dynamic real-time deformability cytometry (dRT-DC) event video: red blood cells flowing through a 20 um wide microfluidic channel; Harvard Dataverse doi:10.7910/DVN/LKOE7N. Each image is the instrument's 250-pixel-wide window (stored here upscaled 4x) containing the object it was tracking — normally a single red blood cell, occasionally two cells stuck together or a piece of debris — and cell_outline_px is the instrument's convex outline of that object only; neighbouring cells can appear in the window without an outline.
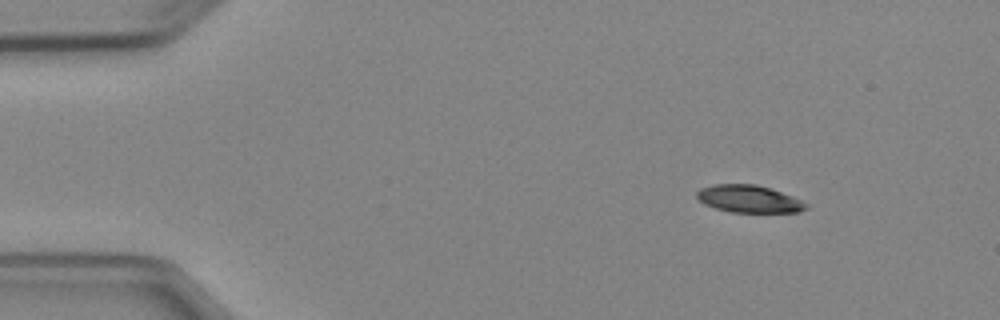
{"species": "Egyptian fruit bat (a non-hibernating species)", "species_latin": "Rousettus aegyptiacus", "temperature_condition": "cold", "stored_images_in_passage": 3, "camera_frame_rate_fps": 3000, "um_per_image_px": 0.085, "animal": {"sex": "female"}, "frame": {"image": 1, "passage_image": 1, "time_ms": 0.0, "image_size_px": [1000, 320], "cell_outline_px": [[808, 208], [800, 212], [732, 212], [716, 208], [704, 204], [696, 196], [696, 192], [700, 188], [712, 184], [756, 184], [792, 196], [808, 204]], "centroid_in_image_um": [63.64, 16.9], "position_along_channel_um": 21.4, "area_um2": 17.34}}